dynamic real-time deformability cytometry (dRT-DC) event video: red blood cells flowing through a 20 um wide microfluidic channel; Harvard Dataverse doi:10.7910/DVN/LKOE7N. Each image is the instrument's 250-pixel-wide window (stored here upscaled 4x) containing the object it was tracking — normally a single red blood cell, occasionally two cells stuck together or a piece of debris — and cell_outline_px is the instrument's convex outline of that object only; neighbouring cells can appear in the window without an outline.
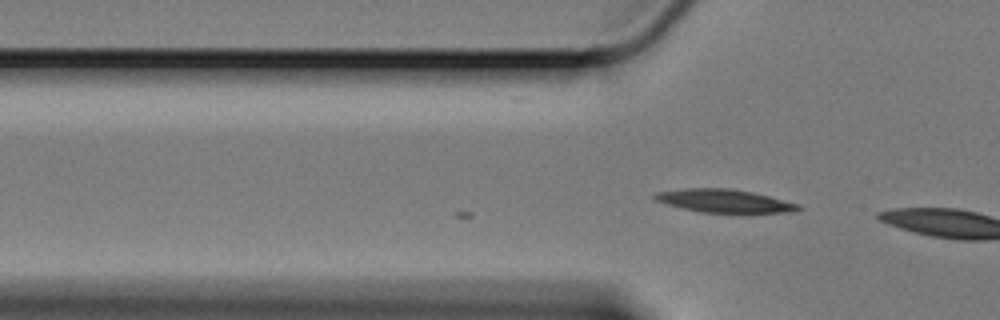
{"species": "Egyptian fruit bat (a non-hibernating species)", "species_latin": "Rousettus aegyptiacus", "temperature_condition": "cold", "stored_images_in_passage": 4, "camera_frame_rate_fps": 3000, "um_per_image_px": 0.085, "animal": {"sex": "female"}, "frame": {"image": 1, "passage_image": 4, "time_ms": 1.0, "image_size_px": [1000, 320], "cell_outline_px": [[804, 208], [792, 212], [700, 212], [668, 204], [656, 200], [652, 196], [656, 192], [684, 188], [728, 188], [752, 192], [800, 204]], "centroid_in_image_um": [61.58, 17.07], "position_along_channel_um": 64.2, "area_um2": 19.07}}